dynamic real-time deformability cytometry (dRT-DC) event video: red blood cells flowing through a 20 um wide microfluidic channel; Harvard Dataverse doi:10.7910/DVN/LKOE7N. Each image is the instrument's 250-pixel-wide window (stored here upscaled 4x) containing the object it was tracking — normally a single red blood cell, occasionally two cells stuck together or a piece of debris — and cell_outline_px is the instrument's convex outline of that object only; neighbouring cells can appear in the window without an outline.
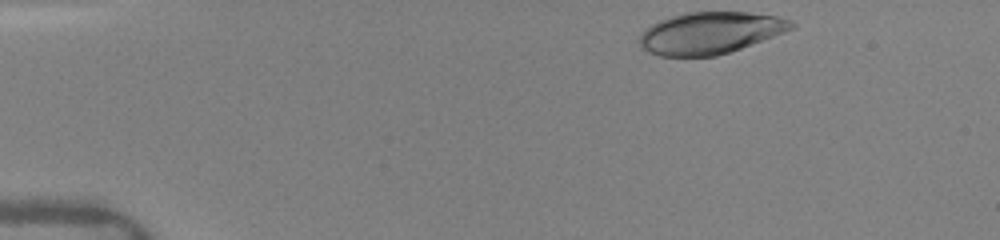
{"species": "human", "species_latin": "Homo sapiens", "temperature_condition": "warm", "stored_images_in_passage": 7, "camera_frame_rate_fps": 3000, "um_per_image_px": 0.085, "donor": {"sex": "female"}, "frame": {"image": 1, "passage_image": 1, "time_ms": 0.0, "image_size_px": [1000, 240], "cell_outline_px": [[796, 28], [740, 48], [716, 56], [660, 56], [648, 52], [640, 48], [640, 32], [644, 28], [660, 20], [684, 12], [748, 12], [776, 16], [792, 20], [796, 24]], "centroid_in_image_um": [60.35, 2.79], "position_along_channel_um": 24.6, "area_um2": 37.11}}
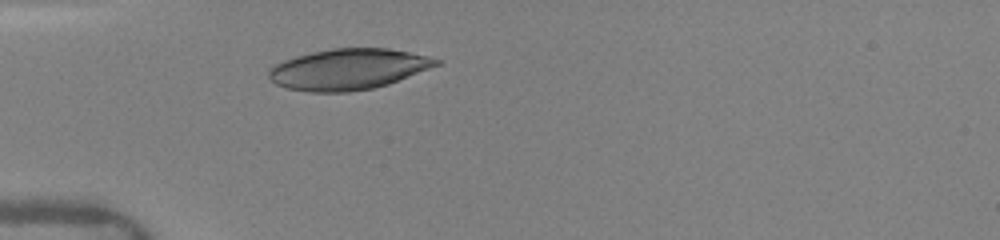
{"frame": {"image": 2, "passage_image": 7, "time_ms": 2.667, "image_size_px": [1000, 240], "cell_outline_px": [[440, 64], [388, 84], [372, 88], [348, 92], [308, 92], [288, 88], [276, 84], [268, 76], [268, 72], [276, 64], [284, 60], [296, 56], [312, 52], [332, 48], [388, 48], [428, 56], [440, 60]], "centroid_in_image_um": [29.59, 5.88], "position_along_channel_um": 55.4, "area_um2": 39.54}}